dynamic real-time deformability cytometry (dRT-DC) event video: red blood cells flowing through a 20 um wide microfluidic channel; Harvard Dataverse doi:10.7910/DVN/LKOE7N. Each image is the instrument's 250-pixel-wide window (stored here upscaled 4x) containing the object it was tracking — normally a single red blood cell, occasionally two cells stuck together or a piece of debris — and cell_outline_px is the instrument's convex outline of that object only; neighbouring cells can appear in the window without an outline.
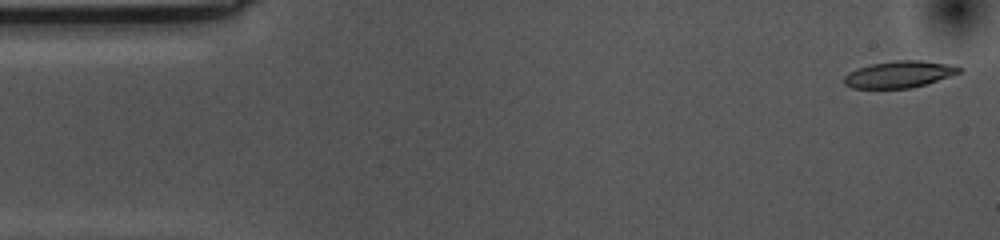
{"species": "common noctule bat (a hibernating species)", "species_latin": "Nyctalus noctula", "temperature_condition": "cold", "stored_images_in_passage": 54, "camera_frame_rate_fps": 3000, "um_per_image_px": 0.085, "animal": {"sex": "female", "body_mass_g": 10.0, "forearm_length_mm": 53.1}, "frame": {"image": 1, "passage_image": 1, "time_ms": 0.0, "image_size_px": [1000, 240], "cell_outline_px": [[964, 68], [960, 72], [912, 88], [852, 88], [844, 84], [844, 76], [848, 72], [856, 68], [872, 64], [896, 60], [920, 60], [956, 64]], "centroid_in_image_um": [76.44, 6.3], "position_along_channel_um": 8.6, "area_um2": 17.98}}
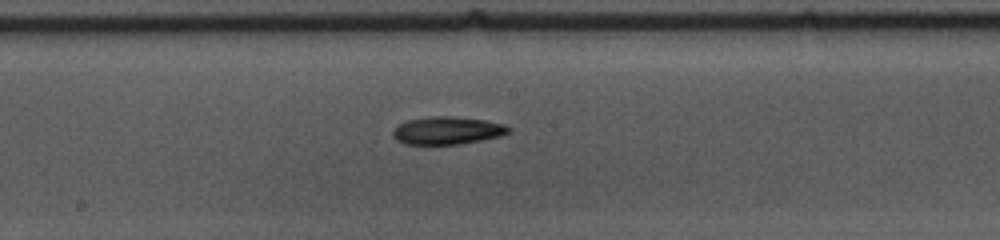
{"frame": {"image": 2, "passage_image": 27, "time_ms": 8.667, "image_size_px": [1000, 240], "cell_outline_px": [[512, 128], [508, 132], [500, 136], [460, 144], [404, 144], [396, 140], [392, 136], [392, 132], [396, 124], [408, 120], [432, 116], [452, 116], [484, 120], [504, 124]], "centroid_in_image_um": [37.97, 11.09], "position_along_channel_um": 210.2, "area_um2": 18.73}}
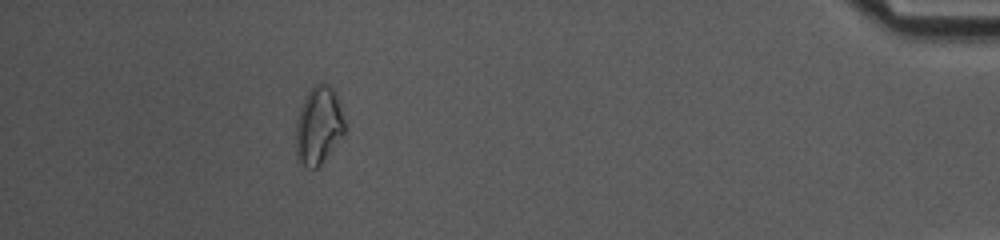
{"frame": {"image": 3, "passage_image": 49, "time_ms": 16.0, "image_size_px": [1000, 240], "cell_outline_px": [[344, 132], [320, 164], [316, 168], [308, 168], [296, 160], [296, 120], [300, 108], [308, 92], [316, 84], [328, 84], [336, 92], [344, 120]], "centroid_in_image_um": [27.05, 10.67], "position_along_channel_um": 408.2, "area_um2": 21.73}, "authors_computed_cell_mechanics": {"area_um2": 18.5538, "velocity_mm_per_s": 3.5426, "shape_relaxation_time_tau1_ms": 4.7609, "shape_relaxation_time_tau2_ms": null, "deformation_change_tau1": 0.1304, "deformation_change_tau2": null}}